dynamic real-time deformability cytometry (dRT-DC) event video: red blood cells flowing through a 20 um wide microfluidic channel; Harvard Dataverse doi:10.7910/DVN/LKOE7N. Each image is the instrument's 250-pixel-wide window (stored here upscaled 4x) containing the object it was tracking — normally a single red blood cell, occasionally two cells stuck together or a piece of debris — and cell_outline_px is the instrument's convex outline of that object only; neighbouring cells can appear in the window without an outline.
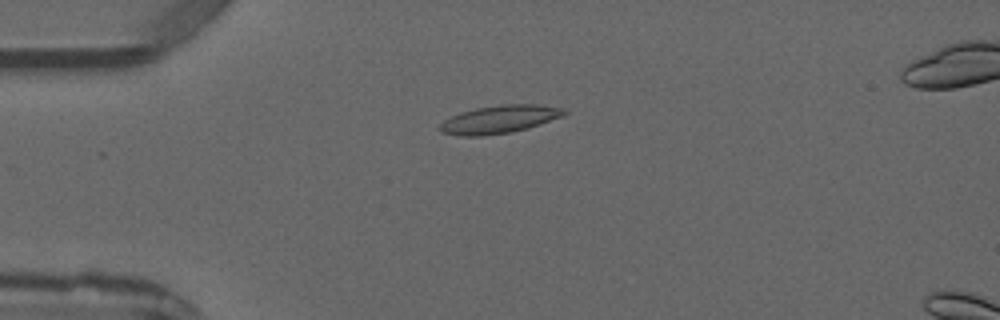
{"species": "common noctule bat (a hibernating species)", "species_latin": "Nyctalus noctula", "temperature_condition": "warm", "stored_images_in_passage": 2, "camera_frame_rate_fps": 3000, "um_per_image_px": 0.085, "animal": {"sex": "male", "forearm_length_mm": 52.5}, "frame": {"image": 1, "passage_image": 1, "time_ms": 0.0, "image_size_px": [1000, 320], "cell_outline_px": [[568, 112], [560, 116], [540, 124], [528, 128], [512, 132], [480, 136], [460, 136], [440, 132], [436, 128], [444, 120], [460, 112], [476, 108], [500, 104], [536, 104], [564, 108]], "centroid_in_image_um": [42.4, 10.14], "position_along_channel_um": 42.6, "area_um2": 20.29}}